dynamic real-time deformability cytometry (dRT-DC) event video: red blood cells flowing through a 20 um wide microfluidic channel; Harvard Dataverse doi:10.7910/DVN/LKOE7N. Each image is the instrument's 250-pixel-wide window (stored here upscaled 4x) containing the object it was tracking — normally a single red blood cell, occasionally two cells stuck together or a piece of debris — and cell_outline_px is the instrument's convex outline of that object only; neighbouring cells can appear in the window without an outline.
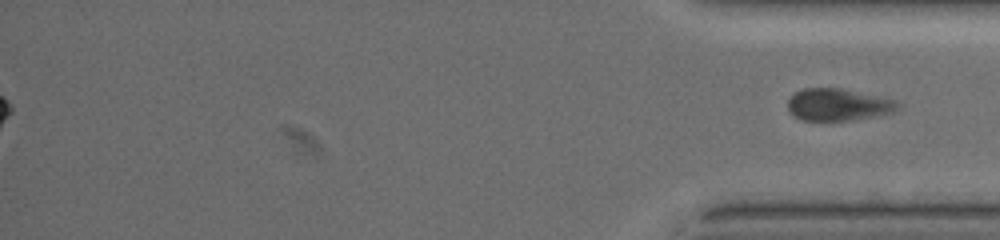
{"species": "common noctule bat (a hibernating species)", "species_latin": "Nyctalus noctula", "temperature_condition": "warm", "stored_images_in_passage": 60, "segment_of_instrument_passage": [2, 2], "camera_frame_rate_fps": 3000, "um_per_image_px": 0.085, "animal": {"sex": "female", "body_mass_g": 19.5, "forearm_length_mm": 54.1}, "frame": {"image": 1, "passage_image": 60, "time_ms": 19.667, "image_size_px": [1000, 240], "cell_outline_px": [[896, 108], [892, 112], [848, 120], [800, 120], [788, 108], [788, 100], [796, 92], [804, 88], [840, 88], [892, 100], [896, 104]], "centroid_in_image_um": [71.14, 8.89], "position_along_channel_um": 364.1, "area_um2": 19.65}}